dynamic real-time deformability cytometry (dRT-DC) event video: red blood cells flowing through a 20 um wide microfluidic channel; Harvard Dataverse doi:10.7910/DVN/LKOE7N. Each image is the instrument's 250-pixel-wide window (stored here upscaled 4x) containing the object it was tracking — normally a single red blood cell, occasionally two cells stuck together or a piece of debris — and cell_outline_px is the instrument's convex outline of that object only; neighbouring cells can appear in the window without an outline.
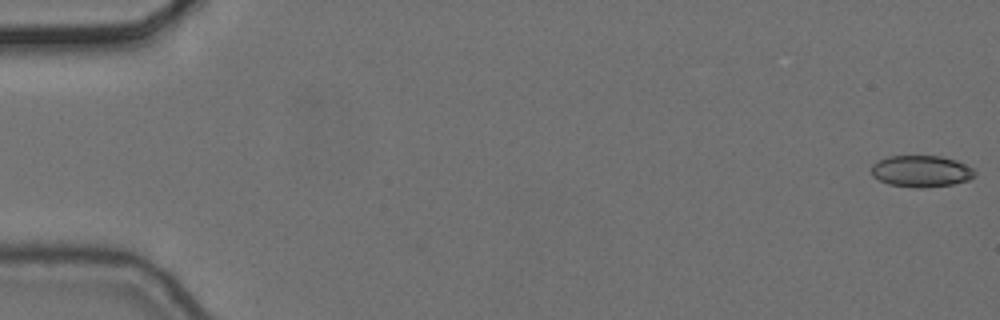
{"species": "common noctule bat (a hibernating species)", "species_latin": "Nyctalus noctula", "temperature_condition": "cold", "stored_images_in_passage": 5, "camera_frame_rate_fps": 3000, "um_per_image_px": 0.085, "animal": {"sex": "female", "body_mass_g": 24.6, "forearm_length_mm": 56.2}, "frame": {"image": 1, "passage_image": 1, "time_ms": 0.0, "image_size_px": [1000, 320], "cell_outline_px": [[976, 176], [968, 180], [952, 184], [924, 188], [916, 188], [888, 184], [872, 176], [872, 164], [888, 156], [940, 156], [956, 160], [972, 168], [976, 172]], "centroid_in_image_um": [78.31, 14.56], "position_along_channel_um": 6.7, "area_um2": 19.02}}
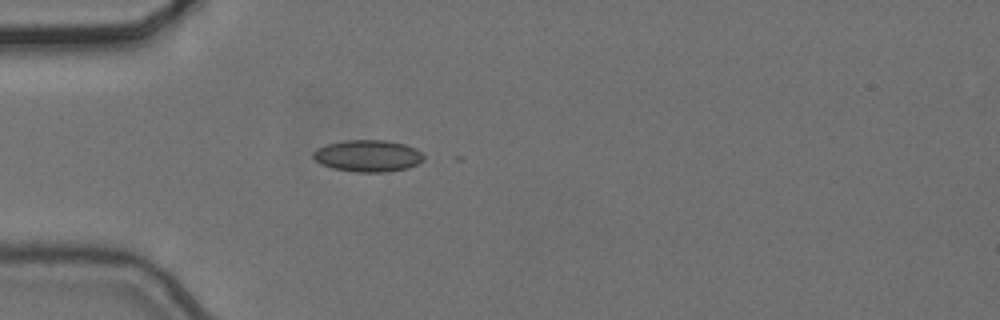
{"frame": {"image": 2, "passage_image": 5, "time_ms": 1.333, "image_size_px": [1000, 320], "cell_outline_px": [[424, 160], [408, 168], [388, 172], [356, 172], [332, 168], [320, 164], [312, 156], [312, 152], [316, 148], [328, 144], [344, 140], [384, 140], [404, 144], [416, 148], [424, 156]], "centroid_in_image_um": [31.25, 13.25], "position_along_channel_um": 53.7, "area_um2": 20.58}}